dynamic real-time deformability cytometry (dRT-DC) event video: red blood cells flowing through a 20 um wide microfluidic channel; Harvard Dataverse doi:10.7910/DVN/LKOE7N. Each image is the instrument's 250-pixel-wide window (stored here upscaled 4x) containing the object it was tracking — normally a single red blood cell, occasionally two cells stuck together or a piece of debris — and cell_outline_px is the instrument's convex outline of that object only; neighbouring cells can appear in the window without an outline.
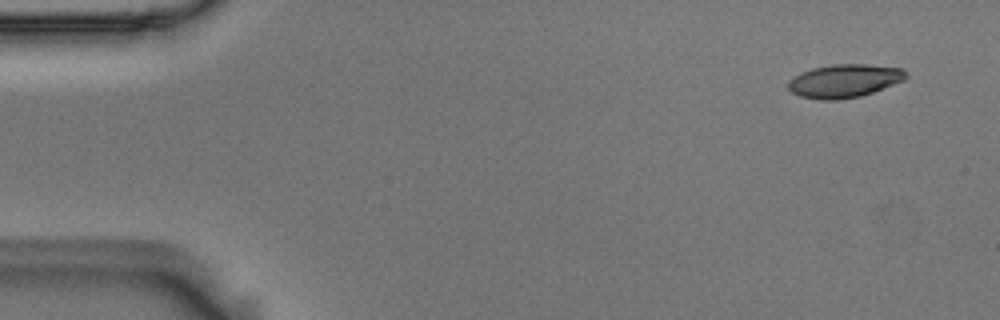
{"species": "Egyptian fruit bat (a non-hibernating species)", "species_latin": "Rousettus aegyptiacus", "temperature_condition": "room temperature", "stored_images_in_passage": 5, "camera_frame_rate_fps": 3000, "um_per_image_px": 0.085, "animal": {"sex": "male"}, "frame": {"image": 1, "passage_image": 1, "time_ms": 0.0, "image_size_px": [1000, 320], "cell_outline_px": [[908, 76], [904, 80], [872, 92], [860, 96], [836, 100], [820, 100], [800, 96], [792, 92], [788, 88], [788, 80], [800, 72], [812, 68], [832, 64], [864, 64], [904, 68], [908, 72]], "centroid_in_image_um": [71.76, 6.86], "position_along_channel_um": 13.2, "area_um2": 22.95}}
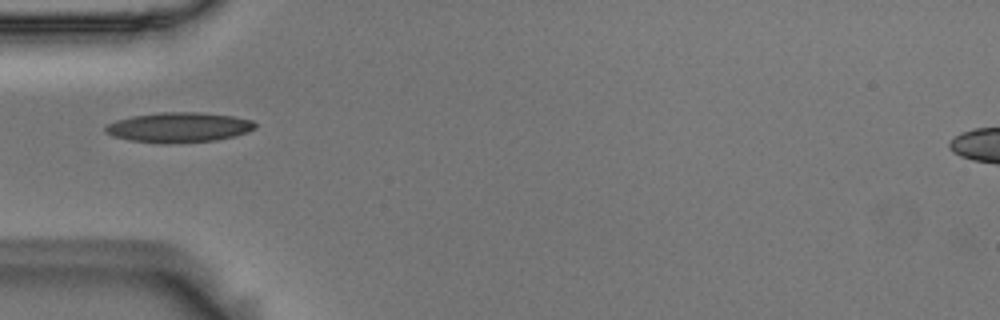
{"frame": {"image": 2, "passage_image": 5, "time_ms": 1.333, "image_size_px": [1000, 320], "cell_outline_px": [[256, 128], [248, 132], [236, 136], [216, 140], [168, 144], [160, 144], [128, 140], [112, 136], [104, 132], [104, 128], [108, 124], [116, 120], [132, 116], [160, 112], [200, 112], [232, 116], [252, 120], [256, 124]], "centroid_in_image_um": [15.19, 10.83], "position_along_channel_um": 69.8, "area_um2": 26.47}}